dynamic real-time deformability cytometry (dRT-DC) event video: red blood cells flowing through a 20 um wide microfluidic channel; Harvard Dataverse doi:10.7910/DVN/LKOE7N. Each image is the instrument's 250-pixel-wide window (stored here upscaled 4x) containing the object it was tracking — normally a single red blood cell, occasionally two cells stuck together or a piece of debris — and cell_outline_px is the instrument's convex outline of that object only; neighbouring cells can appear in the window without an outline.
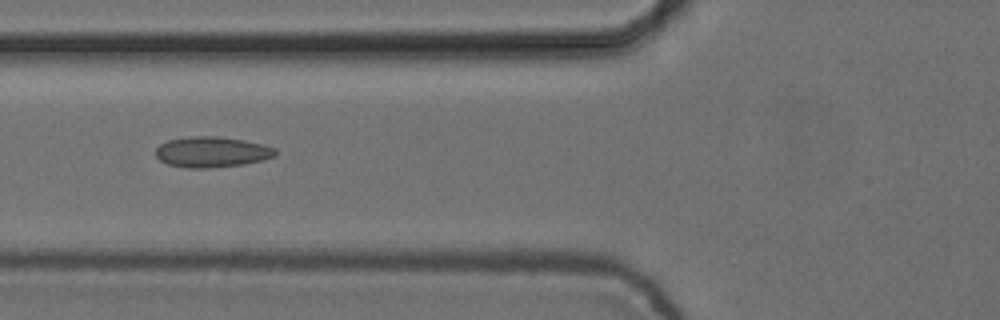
{"species": "common noctule bat (a hibernating species)", "species_latin": "Nyctalus noctula", "temperature_condition": "cold", "stored_images_in_passage": 7, "camera_frame_rate_fps": 3000, "um_per_image_px": 0.085, "animal": {"sex": "female", "body_mass_g": 24.6, "forearm_length_mm": 56.2}, "frame": {"image": 1, "passage_image": 2, "time_ms": 0.333, "image_size_px": [1000, 320], "cell_outline_px": [[276, 156], [264, 160], [244, 164], [208, 168], [188, 168], [168, 164], [160, 160], [156, 156], [156, 148], [160, 144], [168, 140], [188, 136], [216, 136], [244, 140], [264, 144], [276, 148]], "centroid_in_image_um": [18.03, 12.91], "position_along_channel_um": 107.8, "area_um2": 21.5}}
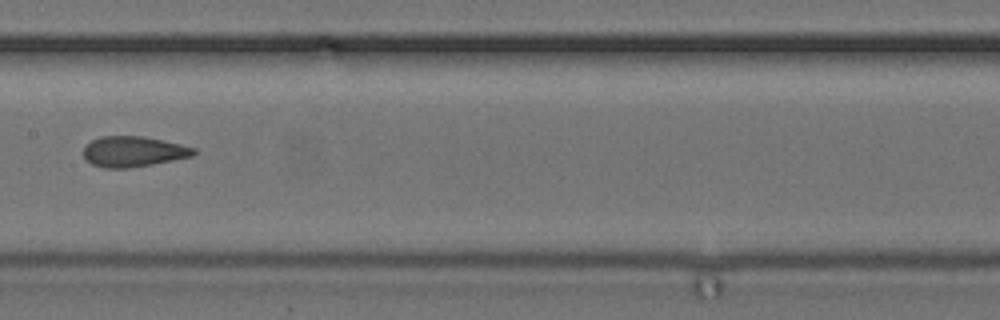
{"frame": {"image": 2, "passage_image": 4, "time_ms": 1.0, "image_size_px": [1000, 320], "cell_outline_px": [[196, 152], [192, 156], [152, 164], [128, 168], [104, 168], [92, 164], [84, 156], [84, 148], [92, 140], [100, 136], [144, 136], [180, 144], [196, 148]], "centroid_in_image_um": [11.34, 12.88], "position_along_channel_um": 196.1, "area_um2": 19.42}}
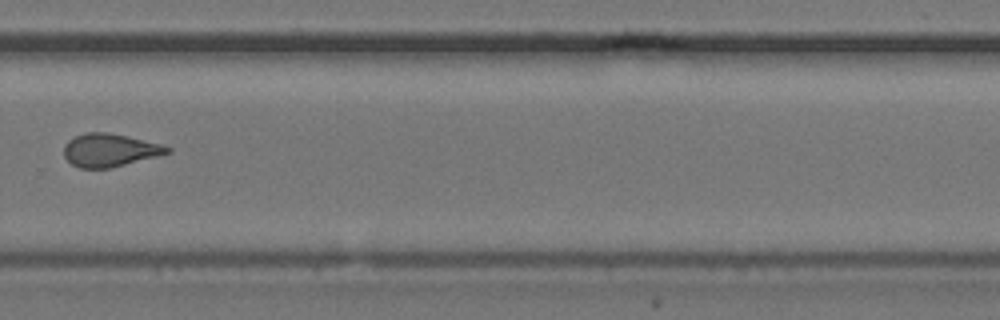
{"frame": {"image": 3, "passage_image": 7, "time_ms": 2.0, "image_size_px": [1000, 320], "cell_outline_px": [[172, 152], [160, 156], [112, 168], [80, 168], [72, 164], [64, 156], [64, 144], [68, 140], [84, 132], [104, 132], [124, 136], [160, 144], [172, 148]], "centroid_in_image_um": [9.33, 12.78], "position_along_channel_um": 320.5, "area_um2": 19.88}}